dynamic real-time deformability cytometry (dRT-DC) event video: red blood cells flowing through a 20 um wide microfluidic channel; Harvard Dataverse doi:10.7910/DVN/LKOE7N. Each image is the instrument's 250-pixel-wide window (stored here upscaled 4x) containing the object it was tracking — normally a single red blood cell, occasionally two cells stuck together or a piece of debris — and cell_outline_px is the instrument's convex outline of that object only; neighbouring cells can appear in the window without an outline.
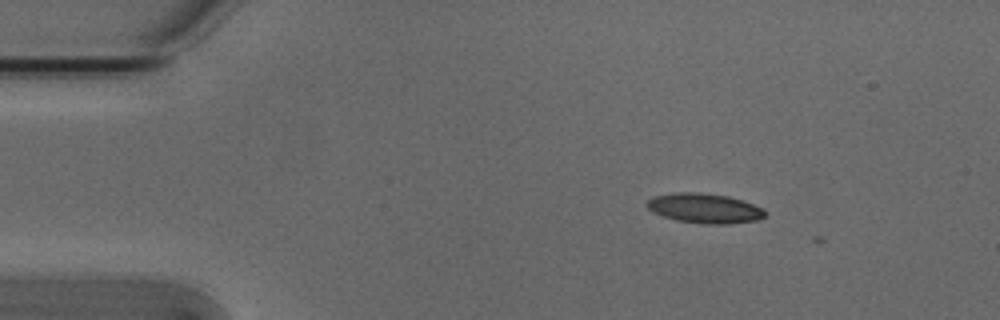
{"species": "Egyptian fruit bat (a non-hibernating species)", "species_latin": "Rousettus aegyptiacus", "temperature_condition": "cold", "stored_images_in_passage": 2, "camera_frame_rate_fps": 3000, "um_per_image_px": 0.085, "animal": {"sex": "male"}, "frame": {"image": 1, "passage_image": 1, "time_ms": 0.0, "image_size_px": [1000, 320], "cell_outline_px": [[764, 216], [756, 220], [728, 224], [704, 224], [676, 220], [652, 212], [648, 208], [648, 200], [652, 196], [676, 192], [696, 192], [728, 196], [764, 208]], "centroid_in_image_um": [59.86, 17.7], "position_along_channel_um": 25.1, "area_um2": 20.29}}